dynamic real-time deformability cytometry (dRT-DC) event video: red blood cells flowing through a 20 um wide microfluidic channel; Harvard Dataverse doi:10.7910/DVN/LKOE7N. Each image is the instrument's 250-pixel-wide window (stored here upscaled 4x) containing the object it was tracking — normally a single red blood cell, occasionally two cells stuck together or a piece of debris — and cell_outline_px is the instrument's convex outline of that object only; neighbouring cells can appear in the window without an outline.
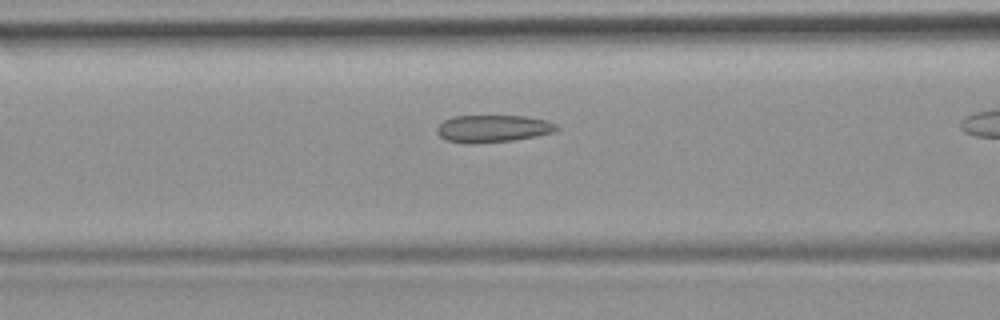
{"species": "common noctule bat (a hibernating species)", "species_latin": "Nyctalus noctula", "temperature_condition": "room temperature", "stored_images_in_passage": 38, "camera_frame_rate_fps": 3000, "um_per_image_px": 0.085, "animal": {"sex": "female", "body_mass_g": 19.9}, "frame": {"image": 1, "passage_image": 17, "time_ms": 5.333, "image_size_px": [1000, 320], "cell_outline_px": [[560, 128], [552, 132], [536, 136], [512, 140], [444, 140], [436, 132], [436, 128], [444, 120], [452, 116], [524, 116], [548, 120], [556, 124]], "centroid_in_image_um": [41.95, 10.87], "position_along_channel_um": 124.6, "area_um2": 18.09}}